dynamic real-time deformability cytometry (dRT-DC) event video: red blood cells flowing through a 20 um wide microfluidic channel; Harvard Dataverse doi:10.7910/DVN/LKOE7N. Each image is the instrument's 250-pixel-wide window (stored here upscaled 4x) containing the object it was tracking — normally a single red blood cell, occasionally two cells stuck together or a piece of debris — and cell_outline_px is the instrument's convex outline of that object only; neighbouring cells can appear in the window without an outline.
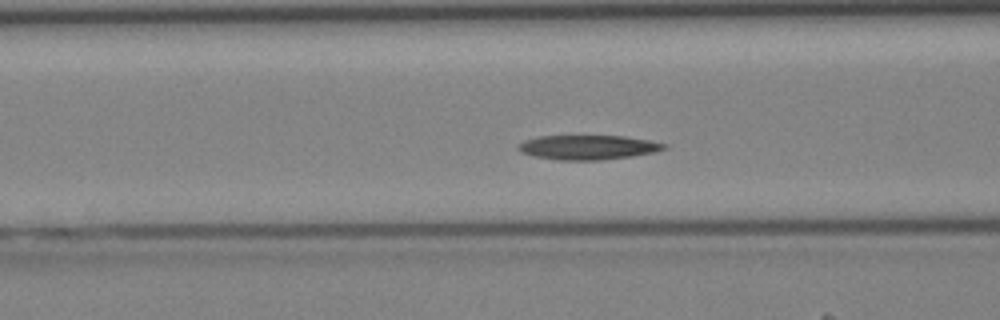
{"species": "Egyptian fruit bat (a non-hibernating species)", "species_latin": "Rousettus aegyptiacus", "temperature_condition": "cold", "stored_images_in_passage": 41, "camera_frame_rate_fps": 3000, "um_per_image_px": 0.085, "animal": {"sex": "female"}, "frame": {"image": 1, "passage_image": 16, "time_ms": 5.0, "image_size_px": [1000, 320], "cell_outline_px": [[668, 148], [656, 152], [632, 156], [600, 160], [556, 160], [536, 156], [520, 152], [516, 148], [516, 144], [524, 140], [540, 136], [624, 136], [648, 140], [668, 144]], "centroid_in_image_um": [49.98, 12.52], "position_along_channel_um": 116.6, "area_um2": 20.92}}
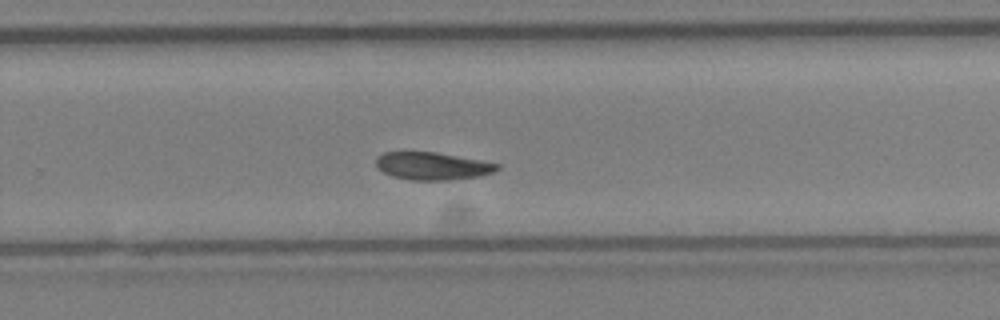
{"frame": {"image": 2, "passage_image": 27, "time_ms": 8.667, "image_size_px": [1000, 320], "cell_outline_px": [[500, 168], [492, 172], [480, 176], [452, 180], [412, 180], [392, 176], [384, 172], [376, 164], [376, 156], [384, 152], [436, 152], [480, 160], [500, 164]], "centroid_in_image_um": [36.76, 14.11], "position_along_channel_um": 293.0, "area_um2": 19.42}}
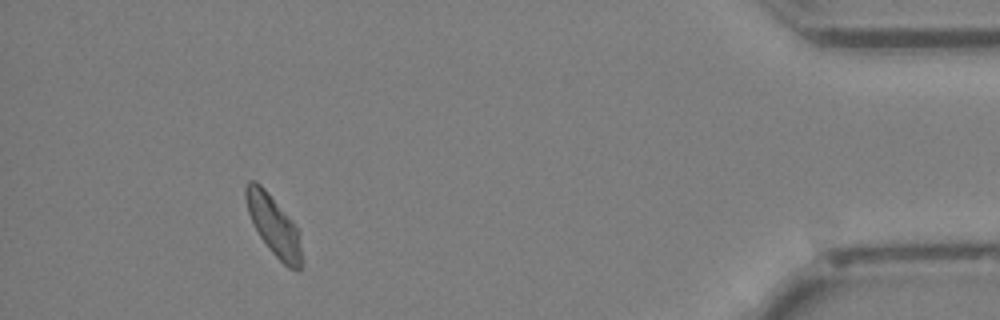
{"frame": {"image": 3, "passage_image": 38, "time_ms": 12.333, "image_size_px": [1000, 320], "cell_outline_px": [[300, 272], [296, 272], [288, 268], [268, 248], [260, 236], [248, 212], [244, 196], [244, 188], [248, 180], [256, 180], [264, 188], [296, 224], [300, 232]], "centroid_in_image_um": [23.26, 19.14], "position_along_channel_um": 411.9, "area_um2": 19.48}}